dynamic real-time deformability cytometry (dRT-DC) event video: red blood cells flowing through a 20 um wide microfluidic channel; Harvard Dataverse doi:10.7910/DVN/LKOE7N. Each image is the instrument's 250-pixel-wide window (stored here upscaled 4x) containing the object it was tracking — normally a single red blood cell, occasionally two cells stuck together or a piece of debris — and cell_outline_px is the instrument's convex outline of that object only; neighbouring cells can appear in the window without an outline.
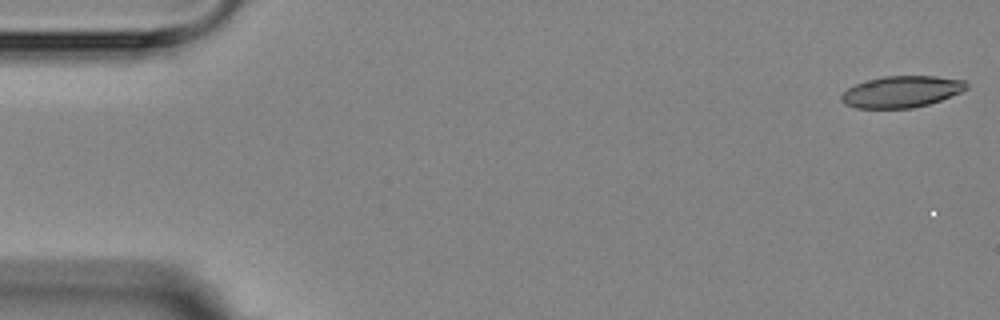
{"species": "Egyptian fruit bat (a non-hibernating species)", "species_latin": "Rousettus aegyptiacus", "temperature_condition": "room temperature", "stored_images_in_passage": 6, "segment_of_instrument_passage": [1, 2], "camera_frame_rate_fps": 3000, "um_per_image_px": 0.085, "animal": {"sex": "female"}, "frame": {"image": 1, "passage_image": 1, "time_ms": 0.0, "image_size_px": [1000, 320], "cell_outline_px": [[968, 88], [960, 92], [940, 100], [928, 104], [912, 108], [856, 108], [844, 104], [840, 100], [840, 96], [848, 88], [856, 84], [868, 80], [884, 76], [936, 76], [964, 80], [968, 84]], "centroid_in_image_um": [76.62, 7.79], "position_along_channel_um": 8.4, "area_um2": 22.89}}
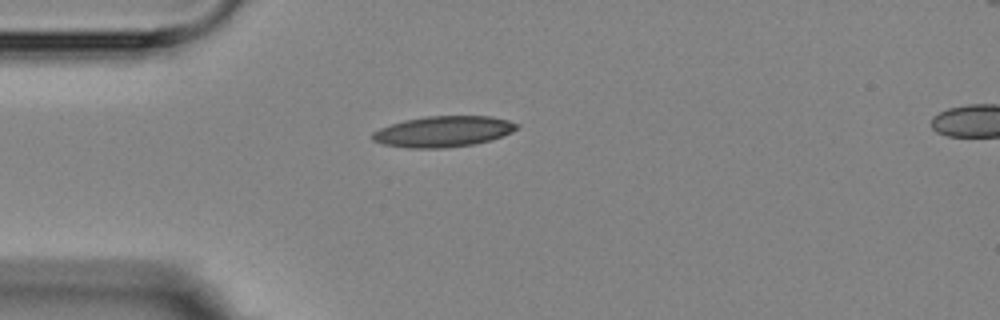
{"frame": {"image": 2, "passage_image": 5, "time_ms": 4.333, "image_size_px": [1000, 320], "cell_outline_px": [[520, 124], [512, 132], [488, 140], [472, 144], [444, 148], [408, 148], [384, 144], [372, 140], [372, 132], [380, 128], [404, 120], [424, 116], [492, 116], [508, 120]], "centroid_in_image_um": [37.66, 11.17], "position_along_channel_um": 47.3, "area_um2": 25.78}}